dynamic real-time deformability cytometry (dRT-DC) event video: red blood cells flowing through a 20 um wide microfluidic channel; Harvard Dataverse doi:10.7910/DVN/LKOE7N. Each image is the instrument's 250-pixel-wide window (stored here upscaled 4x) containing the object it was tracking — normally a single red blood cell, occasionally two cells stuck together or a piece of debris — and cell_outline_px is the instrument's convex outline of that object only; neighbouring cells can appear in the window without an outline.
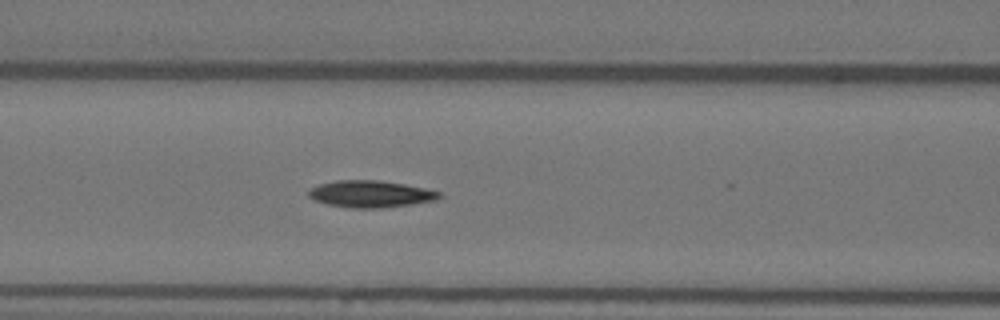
{"species": "Egyptian fruit bat (a non-hibernating species)", "species_latin": "Rousettus aegyptiacus", "temperature_condition": "warm", "stored_images_in_passage": 28, "camera_frame_rate_fps": 3000, "um_per_image_px": 0.085, "animal": {"sex": "female"}, "frame": {"image": 1, "passage_image": 23, "time_ms": 7.333, "image_size_px": [1000, 320], "cell_outline_px": [[440, 196], [436, 200], [412, 204], [380, 208], [352, 208], [328, 204], [312, 200], [308, 196], [308, 192], [312, 188], [320, 184], [336, 180], [376, 180], [404, 184], [424, 188], [440, 192]], "centroid_in_image_um": [31.47, 16.49], "position_along_channel_um": 135.1, "area_um2": 20.29}}
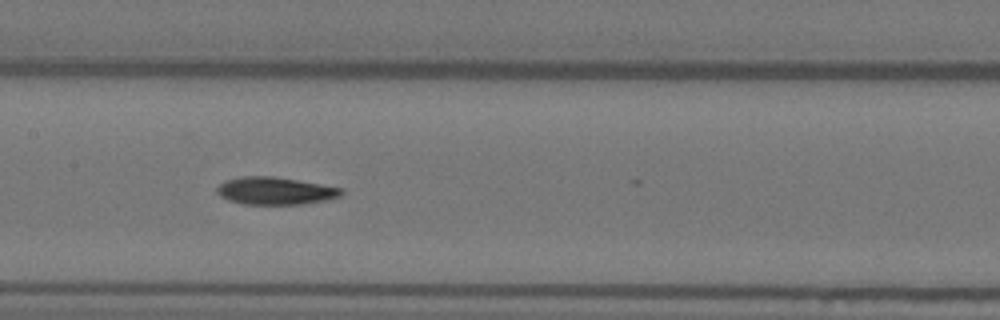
{"frame": {"image": 2, "passage_image": 27, "time_ms": 8.667, "image_size_px": [1000, 320], "cell_outline_px": [[344, 192], [340, 196], [324, 200], [304, 204], [244, 204], [228, 200], [220, 196], [216, 192], [216, 188], [224, 180], [244, 176], [272, 176], [344, 188]], "centroid_in_image_um": [23.37, 16.22], "position_along_channel_um": 184.0, "area_um2": 19.88}}